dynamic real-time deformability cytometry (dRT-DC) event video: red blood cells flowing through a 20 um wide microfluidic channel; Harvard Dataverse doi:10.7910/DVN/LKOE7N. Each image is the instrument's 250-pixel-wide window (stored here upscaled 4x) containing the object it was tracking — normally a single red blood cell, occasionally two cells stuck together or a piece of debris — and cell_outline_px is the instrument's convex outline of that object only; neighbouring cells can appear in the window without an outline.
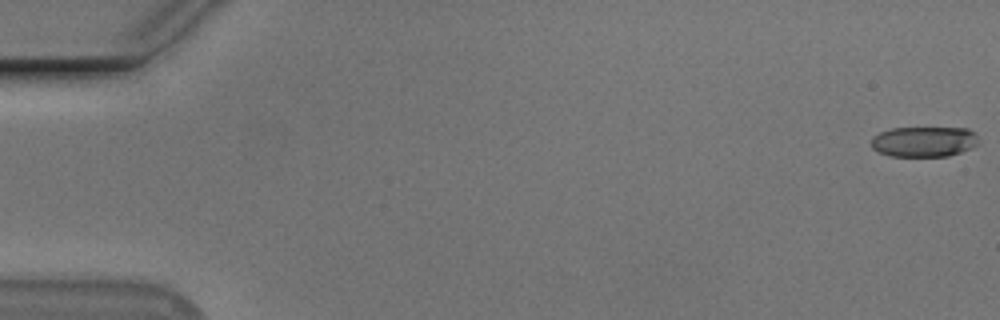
{"species": "Egyptian fruit bat (a non-hibernating species)", "species_latin": "Rousettus aegyptiacus", "temperature_condition": "cold", "stored_images_in_passage": 18, "camera_frame_rate_fps": 3000, "um_per_image_px": 0.085, "animal": {"sex": "male"}, "frame": {"image": 1, "passage_image": 1, "time_ms": 0.0, "image_size_px": [1000, 320], "cell_outline_px": [[976, 144], [960, 152], [948, 156], [888, 156], [872, 148], [872, 136], [880, 132], [892, 128], [968, 128], [976, 136]], "centroid_in_image_um": [78.48, 12.03], "position_along_channel_um": 6.5, "area_um2": 18.73}}